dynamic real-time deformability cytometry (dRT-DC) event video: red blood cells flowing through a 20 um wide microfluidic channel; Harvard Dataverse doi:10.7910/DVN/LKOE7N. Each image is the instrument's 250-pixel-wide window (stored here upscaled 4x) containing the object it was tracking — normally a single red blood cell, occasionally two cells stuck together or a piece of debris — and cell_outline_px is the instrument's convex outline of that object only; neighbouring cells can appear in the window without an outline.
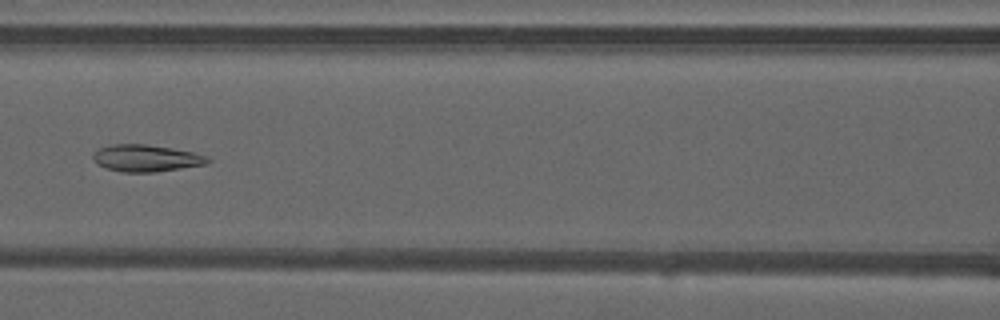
{"species": "common noctule bat (a hibernating species)", "species_latin": "Nyctalus noctula", "temperature_condition": "warm", "stored_images_in_passage": 41, "camera_frame_rate_fps": 3000, "um_per_image_px": 0.085, "animal": {"sex": "male", "forearm_length_mm": 52.5}, "frame": {"image": 1, "passage_image": 23, "time_ms": 7.333, "image_size_px": [1000, 320], "cell_outline_px": [[212, 160], [208, 164], [156, 172], [120, 172], [96, 164], [92, 160], [92, 156], [100, 148], [112, 144], [144, 144], [172, 148], [192, 152], [208, 156]], "centroid_in_image_um": [12.44, 13.45], "position_along_channel_um": 154.2, "area_um2": 18.03}}
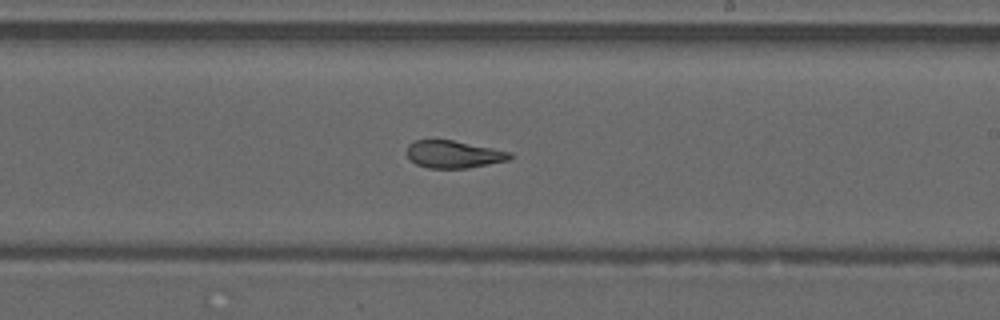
{"frame": {"image": 2, "passage_image": 30, "time_ms": 9.667, "image_size_px": [1000, 320], "cell_outline_px": [[512, 156], [508, 160], [468, 168], [428, 168], [416, 164], [408, 156], [408, 144], [412, 140], [452, 140], [512, 152]], "centroid_in_image_um": [38.55, 13.11], "position_along_channel_um": 250.4, "area_um2": 16.3}}
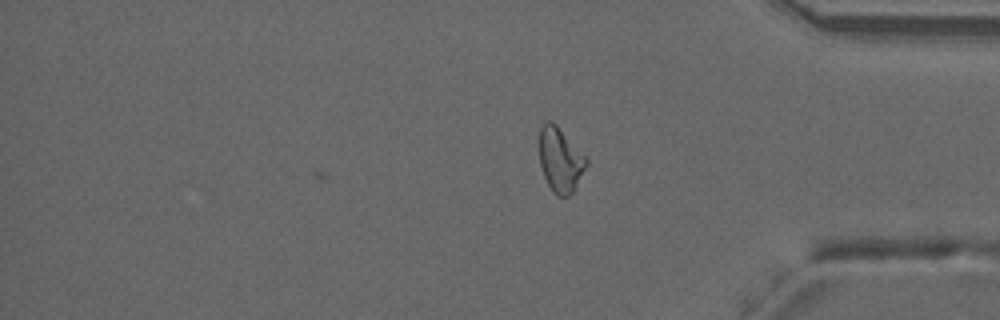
{"frame": {"image": 3, "passage_image": 41, "time_ms": 13.333, "image_size_px": [1000, 320], "cell_outline_px": [[588, 164], [572, 192], [568, 196], [556, 196], [552, 192], [544, 176], [540, 164], [540, 128], [544, 120], [552, 120], [556, 124], [588, 160]], "centroid_in_image_um": [47.61, 13.58], "position_along_channel_um": 387.6, "area_um2": 17.46}, "authors_computed_cell_mechanics": {"area_um2": 18.496, "velocity_mm_per_s": 4.1422, "shape_relaxation_time_tau1_ms": null, "shape_relaxation_time_tau2_ms": 1.9073, "deformation_change_tau1": null, "deformation_change_tau2": 0.0822}}